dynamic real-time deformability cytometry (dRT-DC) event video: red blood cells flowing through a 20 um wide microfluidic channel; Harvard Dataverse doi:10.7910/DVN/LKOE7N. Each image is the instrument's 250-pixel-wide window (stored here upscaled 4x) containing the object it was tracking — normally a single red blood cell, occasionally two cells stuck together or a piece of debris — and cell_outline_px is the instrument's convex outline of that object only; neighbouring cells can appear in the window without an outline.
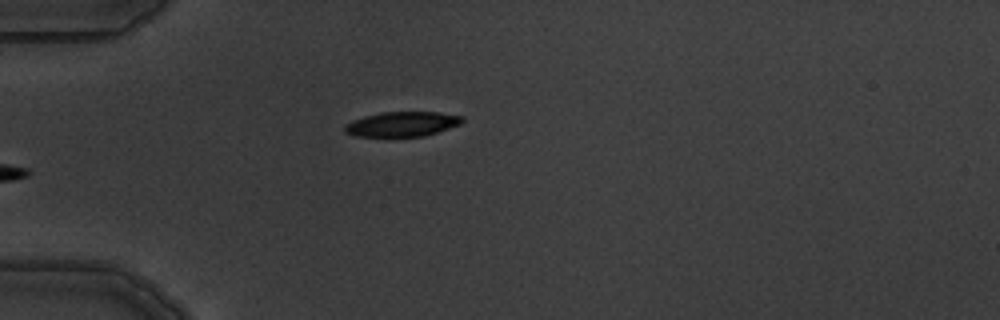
{"species": "common noctule bat (a hibernating species)", "species_latin": "Nyctalus noctula", "temperature_condition": "warm", "stored_images_in_passage": 5, "camera_frame_rate_fps": 3000, "um_per_image_px": 0.085, "animal": {"sex": "male", "body_mass_g": 19.5, "forearm_length_mm": 54.6}, "frame": {"image": 1, "passage_image": 5, "time_ms": 5.0, "image_size_px": [1000, 320], "cell_outline_px": [[464, 120], [460, 124], [424, 136], [356, 136], [344, 132], [344, 124], [352, 120], [364, 116], [380, 112], [436, 112], [464, 116]], "centroid_in_image_um": [34.15, 10.54], "position_along_channel_um": 50.9, "area_um2": 16.94}}